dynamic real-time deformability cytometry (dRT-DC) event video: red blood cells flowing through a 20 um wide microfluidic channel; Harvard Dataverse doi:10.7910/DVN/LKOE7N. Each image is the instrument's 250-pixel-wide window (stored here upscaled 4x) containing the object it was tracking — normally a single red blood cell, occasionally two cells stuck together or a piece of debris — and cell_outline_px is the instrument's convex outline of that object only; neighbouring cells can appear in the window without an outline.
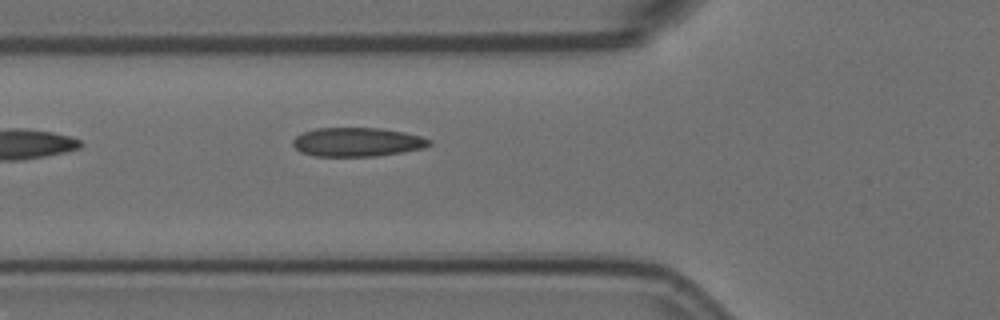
{"species": "Egyptian fruit bat (a non-hibernating species)", "species_latin": "Rousettus aegyptiacus", "temperature_condition": "room temperature", "stored_images_in_passage": 2, "camera_frame_rate_fps": 3000, "um_per_image_px": 0.085, "animal": {"sex": "female"}, "frame": {"image": 1, "passage_image": 2, "time_ms": 0.333, "image_size_px": [1000, 320], "cell_outline_px": [[432, 144], [424, 148], [376, 156], [316, 156], [300, 152], [292, 144], [292, 140], [296, 136], [304, 132], [316, 128], [380, 128], [404, 132], [420, 136], [432, 140]], "centroid_in_image_um": [30.36, 12.07], "position_along_channel_um": 95.4, "area_um2": 22.95}}